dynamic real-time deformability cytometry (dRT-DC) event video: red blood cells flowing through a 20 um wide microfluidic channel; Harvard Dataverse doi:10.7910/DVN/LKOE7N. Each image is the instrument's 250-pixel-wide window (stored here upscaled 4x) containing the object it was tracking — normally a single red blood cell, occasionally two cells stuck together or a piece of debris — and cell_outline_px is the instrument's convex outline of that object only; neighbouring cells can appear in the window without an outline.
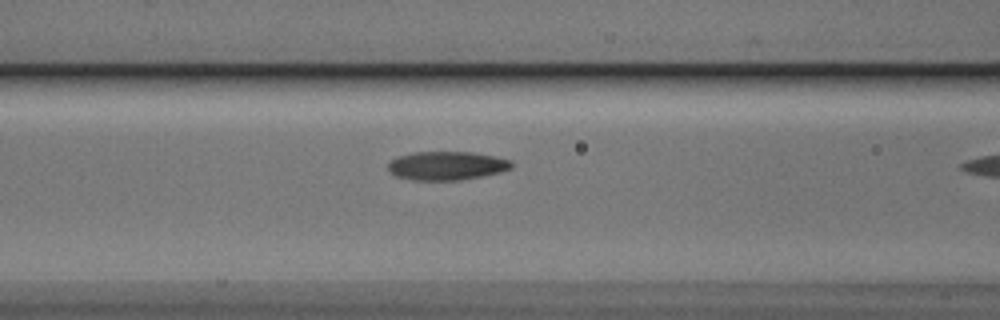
{"species": "Egyptian fruit bat (a non-hibernating species)", "species_latin": "Rousettus aegyptiacus", "temperature_condition": "cold", "stored_images_in_passage": 11, "camera_frame_rate_fps": 3000, "um_per_image_px": 0.085, "animal": {"sex": "male"}, "frame": {"image": 1, "passage_image": 10, "time_ms": 3.0, "image_size_px": [1000, 320], "cell_outline_px": [[512, 168], [480, 176], [460, 180], [412, 180], [396, 176], [388, 172], [388, 164], [392, 160], [400, 156], [412, 152], [472, 152], [512, 160]], "centroid_in_image_um": [37.93, 14.08], "position_along_channel_um": 128.7, "area_um2": 20.4}}